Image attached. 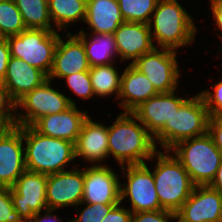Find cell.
<instances>
[{
  "label": "cell",
  "instance_id": "cell-36",
  "mask_svg": "<svg viewBox=\"0 0 222 222\" xmlns=\"http://www.w3.org/2000/svg\"><path fill=\"white\" fill-rule=\"evenodd\" d=\"M208 133L212 136L215 146L222 153V116H210Z\"/></svg>",
  "mask_w": 222,
  "mask_h": 222
},
{
  "label": "cell",
  "instance_id": "cell-32",
  "mask_svg": "<svg viewBox=\"0 0 222 222\" xmlns=\"http://www.w3.org/2000/svg\"><path fill=\"white\" fill-rule=\"evenodd\" d=\"M0 222H24L13 206L10 187L0 186Z\"/></svg>",
  "mask_w": 222,
  "mask_h": 222
},
{
  "label": "cell",
  "instance_id": "cell-40",
  "mask_svg": "<svg viewBox=\"0 0 222 222\" xmlns=\"http://www.w3.org/2000/svg\"><path fill=\"white\" fill-rule=\"evenodd\" d=\"M212 14L214 15L215 24L222 31V2L211 4ZM222 41V36H220Z\"/></svg>",
  "mask_w": 222,
  "mask_h": 222
},
{
  "label": "cell",
  "instance_id": "cell-33",
  "mask_svg": "<svg viewBox=\"0 0 222 222\" xmlns=\"http://www.w3.org/2000/svg\"><path fill=\"white\" fill-rule=\"evenodd\" d=\"M214 87V88H213ZM214 93L203 91L200 93L210 116H222V80L212 85Z\"/></svg>",
  "mask_w": 222,
  "mask_h": 222
},
{
  "label": "cell",
  "instance_id": "cell-13",
  "mask_svg": "<svg viewBox=\"0 0 222 222\" xmlns=\"http://www.w3.org/2000/svg\"><path fill=\"white\" fill-rule=\"evenodd\" d=\"M121 183L116 173L104 165L84 167V189L82 203H121Z\"/></svg>",
  "mask_w": 222,
  "mask_h": 222
},
{
  "label": "cell",
  "instance_id": "cell-39",
  "mask_svg": "<svg viewBox=\"0 0 222 222\" xmlns=\"http://www.w3.org/2000/svg\"><path fill=\"white\" fill-rule=\"evenodd\" d=\"M52 211H54V209H45L46 214L44 217H40L41 212H38L34 214V216L28 222H52V219L54 222H62L59 218L56 217V215H51Z\"/></svg>",
  "mask_w": 222,
  "mask_h": 222
},
{
  "label": "cell",
  "instance_id": "cell-24",
  "mask_svg": "<svg viewBox=\"0 0 222 222\" xmlns=\"http://www.w3.org/2000/svg\"><path fill=\"white\" fill-rule=\"evenodd\" d=\"M91 41L83 30L76 36L83 42L87 60L90 67L108 65L112 63V58L118 54L114 34H93Z\"/></svg>",
  "mask_w": 222,
  "mask_h": 222
},
{
  "label": "cell",
  "instance_id": "cell-25",
  "mask_svg": "<svg viewBox=\"0 0 222 222\" xmlns=\"http://www.w3.org/2000/svg\"><path fill=\"white\" fill-rule=\"evenodd\" d=\"M87 0H48L51 20L59 30L76 21H84Z\"/></svg>",
  "mask_w": 222,
  "mask_h": 222
},
{
  "label": "cell",
  "instance_id": "cell-28",
  "mask_svg": "<svg viewBox=\"0 0 222 222\" xmlns=\"http://www.w3.org/2000/svg\"><path fill=\"white\" fill-rule=\"evenodd\" d=\"M125 22L149 24L158 0H117Z\"/></svg>",
  "mask_w": 222,
  "mask_h": 222
},
{
  "label": "cell",
  "instance_id": "cell-3",
  "mask_svg": "<svg viewBox=\"0 0 222 222\" xmlns=\"http://www.w3.org/2000/svg\"><path fill=\"white\" fill-rule=\"evenodd\" d=\"M153 13L148 25L151 31L154 21L151 37L156 39V45L176 50L194 41L197 30L193 19L177 0H158Z\"/></svg>",
  "mask_w": 222,
  "mask_h": 222
},
{
  "label": "cell",
  "instance_id": "cell-4",
  "mask_svg": "<svg viewBox=\"0 0 222 222\" xmlns=\"http://www.w3.org/2000/svg\"><path fill=\"white\" fill-rule=\"evenodd\" d=\"M172 149L174 157L183 165L195 186L210 185L221 164L222 153L208 132L202 136L183 140Z\"/></svg>",
  "mask_w": 222,
  "mask_h": 222
},
{
  "label": "cell",
  "instance_id": "cell-34",
  "mask_svg": "<svg viewBox=\"0 0 222 222\" xmlns=\"http://www.w3.org/2000/svg\"><path fill=\"white\" fill-rule=\"evenodd\" d=\"M169 219L176 220V214L172 211L161 209L156 211L132 213L131 222H170Z\"/></svg>",
  "mask_w": 222,
  "mask_h": 222
},
{
  "label": "cell",
  "instance_id": "cell-29",
  "mask_svg": "<svg viewBox=\"0 0 222 222\" xmlns=\"http://www.w3.org/2000/svg\"><path fill=\"white\" fill-rule=\"evenodd\" d=\"M26 29L14 0L0 1V31L4 37L18 35Z\"/></svg>",
  "mask_w": 222,
  "mask_h": 222
},
{
  "label": "cell",
  "instance_id": "cell-43",
  "mask_svg": "<svg viewBox=\"0 0 222 222\" xmlns=\"http://www.w3.org/2000/svg\"><path fill=\"white\" fill-rule=\"evenodd\" d=\"M4 39H6L5 37H4V35L1 33V31H0V41H2V40H4Z\"/></svg>",
  "mask_w": 222,
  "mask_h": 222
},
{
  "label": "cell",
  "instance_id": "cell-38",
  "mask_svg": "<svg viewBox=\"0 0 222 222\" xmlns=\"http://www.w3.org/2000/svg\"><path fill=\"white\" fill-rule=\"evenodd\" d=\"M11 55L7 39L0 41V83L3 82Z\"/></svg>",
  "mask_w": 222,
  "mask_h": 222
},
{
  "label": "cell",
  "instance_id": "cell-10",
  "mask_svg": "<svg viewBox=\"0 0 222 222\" xmlns=\"http://www.w3.org/2000/svg\"><path fill=\"white\" fill-rule=\"evenodd\" d=\"M48 175L25 170L10 187L13 206L24 222L47 209L46 184Z\"/></svg>",
  "mask_w": 222,
  "mask_h": 222
},
{
  "label": "cell",
  "instance_id": "cell-31",
  "mask_svg": "<svg viewBox=\"0 0 222 222\" xmlns=\"http://www.w3.org/2000/svg\"><path fill=\"white\" fill-rule=\"evenodd\" d=\"M86 205L80 215L72 219L71 222H102L109 211L117 204L86 203Z\"/></svg>",
  "mask_w": 222,
  "mask_h": 222
},
{
  "label": "cell",
  "instance_id": "cell-5",
  "mask_svg": "<svg viewBox=\"0 0 222 222\" xmlns=\"http://www.w3.org/2000/svg\"><path fill=\"white\" fill-rule=\"evenodd\" d=\"M209 117L208 109L200 94L188 98L178 110H175L170 123H165L153 137L154 142L158 140L168 154L177 143L206 134Z\"/></svg>",
  "mask_w": 222,
  "mask_h": 222
},
{
  "label": "cell",
  "instance_id": "cell-23",
  "mask_svg": "<svg viewBox=\"0 0 222 222\" xmlns=\"http://www.w3.org/2000/svg\"><path fill=\"white\" fill-rule=\"evenodd\" d=\"M84 21L95 34H114L125 22L117 0H87Z\"/></svg>",
  "mask_w": 222,
  "mask_h": 222
},
{
  "label": "cell",
  "instance_id": "cell-30",
  "mask_svg": "<svg viewBox=\"0 0 222 222\" xmlns=\"http://www.w3.org/2000/svg\"><path fill=\"white\" fill-rule=\"evenodd\" d=\"M63 78L66 79L69 88L78 96L88 99L95 95L89 71L73 73Z\"/></svg>",
  "mask_w": 222,
  "mask_h": 222
},
{
  "label": "cell",
  "instance_id": "cell-15",
  "mask_svg": "<svg viewBox=\"0 0 222 222\" xmlns=\"http://www.w3.org/2000/svg\"><path fill=\"white\" fill-rule=\"evenodd\" d=\"M175 91L158 93L137 107L132 113L154 137L165 125L170 123L175 110L188 99L176 97Z\"/></svg>",
  "mask_w": 222,
  "mask_h": 222
},
{
  "label": "cell",
  "instance_id": "cell-20",
  "mask_svg": "<svg viewBox=\"0 0 222 222\" xmlns=\"http://www.w3.org/2000/svg\"><path fill=\"white\" fill-rule=\"evenodd\" d=\"M48 76L20 58L11 56L2 84L10 98L16 103L26 93L41 86Z\"/></svg>",
  "mask_w": 222,
  "mask_h": 222
},
{
  "label": "cell",
  "instance_id": "cell-35",
  "mask_svg": "<svg viewBox=\"0 0 222 222\" xmlns=\"http://www.w3.org/2000/svg\"><path fill=\"white\" fill-rule=\"evenodd\" d=\"M16 103L10 98L7 89L0 83V117L5 118L13 127L16 126Z\"/></svg>",
  "mask_w": 222,
  "mask_h": 222
},
{
  "label": "cell",
  "instance_id": "cell-2",
  "mask_svg": "<svg viewBox=\"0 0 222 222\" xmlns=\"http://www.w3.org/2000/svg\"><path fill=\"white\" fill-rule=\"evenodd\" d=\"M25 140L26 170L50 175L65 171L64 166L75 159L74 143L39 133L33 126H22Z\"/></svg>",
  "mask_w": 222,
  "mask_h": 222
},
{
  "label": "cell",
  "instance_id": "cell-21",
  "mask_svg": "<svg viewBox=\"0 0 222 222\" xmlns=\"http://www.w3.org/2000/svg\"><path fill=\"white\" fill-rule=\"evenodd\" d=\"M75 158L82 157L90 163H98L109 156L108 126L93 122L91 117L84 121L74 144Z\"/></svg>",
  "mask_w": 222,
  "mask_h": 222
},
{
  "label": "cell",
  "instance_id": "cell-26",
  "mask_svg": "<svg viewBox=\"0 0 222 222\" xmlns=\"http://www.w3.org/2000/svg\"><path fill=\"white\" fill-rule=\"evenodd\" d=\"M26 28L54 30L48 8V0H14Z\"/></svg>",
  "mask_w": 222,
  "mask_h": 222
},
{
  "label": "cell",
  "instance_id": "cell-14",
  "mask_svg": "<svg viewBox=\"0 0 222 222\" xmlns=\"http://www.w3.org/2000/svg\"><path fill=\"white\" fill-rule=\"evenodd\" d=\"M65 170L47 177L46 203L49 209L81 205L84 189V168Z\"/></svg>",
  "mask_w": 222,
  "mask_h": 222
},
{
  "label": "cell",
  "instance_id": "cell-9",
  "mask_svg": "<svg viewBox=\"0 0 222 222\" xmlns=\"http://www.w3.org/2000/svg\"><path fill=\"white\" fill-rule=\"evenodd\" d=\"M132 65L142 72L153 84L158 93H168L177 88L180 76L176 50L154 48L151 52L140 56Z\"/></svg>",
  "mask_w": 222,
  "mask_h": 222
},
{
  "label": "cell",
  "instance_id": "cell-1",
  "mask_svg": "<svg viewBox=\"0 0 222 222\" xmlns=\"http://www.w3.org/2000/svg\"><path fill=\"white\" fill-rule=\"evenodd\" d=\"M132 112L118 115L108 127V150L121 164L140 165L144 160L153 159L157 151L153 136ZM143 126H141V125Z\"/></svg>",
  "mask_w": 222,
  "mask_h": 222
},
{
  "label": "cell",
  "instance_id": "cell-22",
  "mask_svg": "<svg viewBox=\"0 0 222 222\" xmlns=\"http://www.w3.org/2000/svg\"><path fill=\"white\" fill-rule=\"evenodd\" d=\"M121 88L118 98L124 112H133L143 102L158 94L153 87L152 82L131 63L126 67L121 74Z\"/></svg>",
  "mask_w": 222,
  "mask_h": 222
},
{
  "label": "cell",
  "instance_id": "cell-6",
  "mask_svg": "<svg viewBox=\"0 0 222 222\" xmlns=\"http://www.w3.org/2000/svg\"><path fill=\"white\" fill-rule=\"evenodd\" d=\"M152 172L161 209L176 213L188 200L195 185L183 165L172 155L157 151Z\"/></svg>",
  "mask_w": 222,
  "mask_h": 222
},
{
  "label": "cell",
  "instance_id": "cell-12",
  "mask_svg": "<svg viewBox=\"0 0 222 222\" xmlns=\"http://www.w3.org/2000/svg\"><path fill=\"white\" fill-rule=\"evenodd\" d=\"M177 222H222V194L207 186H195L175 213Z\"/></svg>",
  "mask_w": 222,
  "mask_h": 222
},
{
  "label": "cell",
  "instance_id": "cell-17",
  "mask_svg": "<svg viewBox=\"0 0 222 222\" xmlns=\"http://www.w3.org/2000/svg\"><path fill=\"white\" fill-rule=\"evenodd\" d=\"M67 34L69 39L66 42L59 36L53 65L48 75V79L51 81L54 77L63 78L90 69L83 42L76 35Z\"/></svg>",
  "mask_w": 222,
  "mask_h": 222
},
{
  "label": "cell",
  "instance_id": "cell-44",
  "mask_svg": "<svg viewBox=\"0 0 222 222\" xmlns=\"http://www.w3.org/2000/svg\"><path fill=\"white\" fill-rule=\"evenodd\" d=\"M210 1H211V4L217 3V2H222V0H210Z\"/></svg>",
  "mask_w": 222,
  "mask_h": 222
},
{
  "label": "cell",
  "instance_id": "cell-42",
  "mask_svg": "<svg viewBox=\"0 0 222 222\" xmlns=\"http://www.w3.org/2000/svg\"><path fill=\"white\" fill-rule=\"evenodd\" d=\"M13 126L3 117H0V138H2Z\"/></svg>",
  "mask_w": 222,
  "mask_h": 222
},
{
  "label": "cell",
  "instance_id": "cell-16",
  "mask_svg": "<svg viewBox=\"0 0 222 222\" xmlns=\"http://www.w3.org/2000/svg\"><path fill=\"white\" fill-rule=\"evenodd\" d=\"M26 170L22 126L0 138V186L11 187Z\"/></svg>",
  "mask_w": 222,
  "mask_h": 222
},
{
  "label": "cell",
  "instance_id": "cell-27",
  "mask_svg": "<svg viewBox=\"0 0 222 222\" xmlns=\"http://www.w3.org/2000/svg\"><path fill=\"white\" fill-rule=\"evenodd\" d=\"M112 64L90 67L89 75L95 95L104 97L116 92V98L118 99L122 76H119Z\"/></svg>",
  "mask_w": 222,
  "mask_h": 222
},
{
  "label": "cell",
  "instance_id": "cell-18",
  "mask_svg": "<svg viewBox=\"0 0 222 222\" xmlns=\"http://www.w3.org/2000/svg\"><path fill=\"white\" fill-rule=\"evenodd\" d=\"M116 48L122 61L133 59L134 63L140 56L151 52L154 46L148 24L123 22L114 32Z\"/></svg>",
  "mask_w": 222,
  "mask_h": 222
},
{
  "label": "cell",
  "instance_id": "cell-8",
  "mask_svg": "<svg viewBox=\"0 0 222 222\" xmlns=\"http://www.w3.org/2000/svg\"><path fill=\"white\" fill-rule=\"evenodd\" d=\"M51 80L26 93L16 102L17 107H23L27 113L16 114V126H32L42 116L57 114L66 111L75 102L50 85Z\"/></svg>",
  "mask_w": 222,
  "mask_h": 222
},
{
  "label": "cell",
  "instance_id": "cell-11",
  "mask_svg": "<svg viewBox=\"0 0 222 222\" xmlns=\"http://www.w3.org/2000/svg\"><path fill=\"white\" fill-rule=\"evenodd\" d=\"M127 184L121 187V202L129 196L132 213L161 210L153 174L145 164L122 166Z\"/></svg>",
  "mask_w": 222,
  "mask_h": 222
},
{
  "label": "cell",
  "instance_id": "cell-37",
  "mask_svg": "<svg viewBox=\"0 0 222 222\" xmlns=\"http://www.w3.org/2000/svg\"><path fill=\"white\" fill-rule=\"evenodd\" d=\"M121 203L115 205L103 219L102 222H131V209H124L119 206Z\"/></svg>",
  "mask_w": 222,
  "mask_h": 222
},
{
  "label": "cell",
  "instance_id": "cell-7",
  "mask_svg": "<svg viewBox=\"0 0 222 222\" xmlns=\"http://www.w3.org/2000/svg\"><path fill=\"white\" fill-rule=\"evenodd\" d=\"M59 36L56 30L27 28L6 39L11 56L24 60L48 76Z\"/></svg>",
  "mask_w": 222,
  "mask_h": 222
},
{
  "label": "cell",
  "instance_id": "cell-41",
  "mask_svg": "<svg viewBox=\"0 0 222 222\" xmlns=\"http://www.w3.org/2000/svg\"><path fill=\"white\" fill-rule=\"evenodd\" d=\"M209 186L212 189L218 191L220 194H222V161L217 170L215 178L213 179V181L210 183Z\"/></svg>",
  "mask_w": 222,
  "mask_h": 222
},
{
  "label": "cell",
  "instance_id": "cell-19",
  "mask_svg": "<svg viewBox=\"0 0 222 222\" xmlns=\"http://www.w3.org/2000/svg\"><path fill=\"white\" fill-rule=\"evenodd\" d=\"M86 112H80L76 105L66 111L42 116L32 126L41 134L70 141L75 144L84 121Z\"/></svg>",
  "mask_w": 222,
  "mask_h": 222
}]
</instances>
